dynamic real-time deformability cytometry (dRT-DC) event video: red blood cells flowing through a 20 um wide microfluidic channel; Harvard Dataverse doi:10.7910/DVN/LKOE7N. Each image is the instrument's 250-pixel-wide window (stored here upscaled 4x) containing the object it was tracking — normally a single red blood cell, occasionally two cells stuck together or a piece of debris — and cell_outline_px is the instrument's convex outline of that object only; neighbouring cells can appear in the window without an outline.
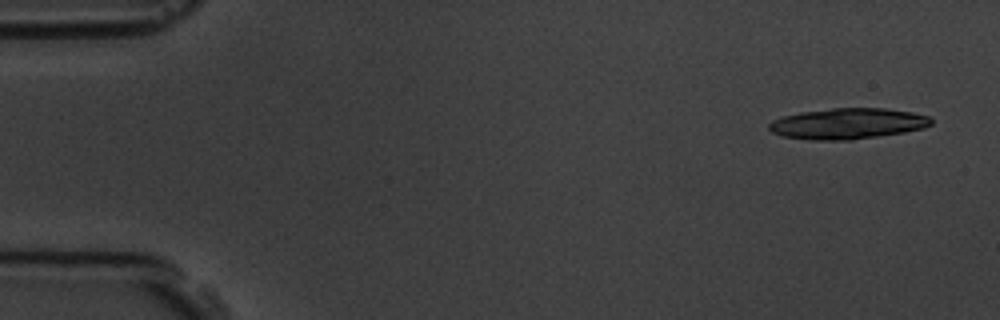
{"species": "common noctule bat (a hibernating species)", "species_latin": "Nyctalus noctula", "temperature_condition": "room temperature", "stored_images_in_passage": 3, "camera_frame_rate_fps": 3000, "um_per_image_px": 0.085, "animal": {"sex": "male", "body_mass_g": 19.5, "forearm_length_mm": 54.6}, "frame": {"image": 1, "passage_image": 1, "time_ms": 0.0, "image_size_px": [1000, 320], "cell_outline_px": [[932, 124], [924, 128], [904, 132], [852, 140], [808, 140], [780, 136], [772, 132], [768, 128], [768, 124], [772, 120], [784, 116], [800, 112], [832, 108], [884, 108], [912, 112], [928, 116], [932, 120]], "centroid_in_image_um": [72.02, 10.51], "position_along_channel_um": 13.0, "area_um2": 29.3}}